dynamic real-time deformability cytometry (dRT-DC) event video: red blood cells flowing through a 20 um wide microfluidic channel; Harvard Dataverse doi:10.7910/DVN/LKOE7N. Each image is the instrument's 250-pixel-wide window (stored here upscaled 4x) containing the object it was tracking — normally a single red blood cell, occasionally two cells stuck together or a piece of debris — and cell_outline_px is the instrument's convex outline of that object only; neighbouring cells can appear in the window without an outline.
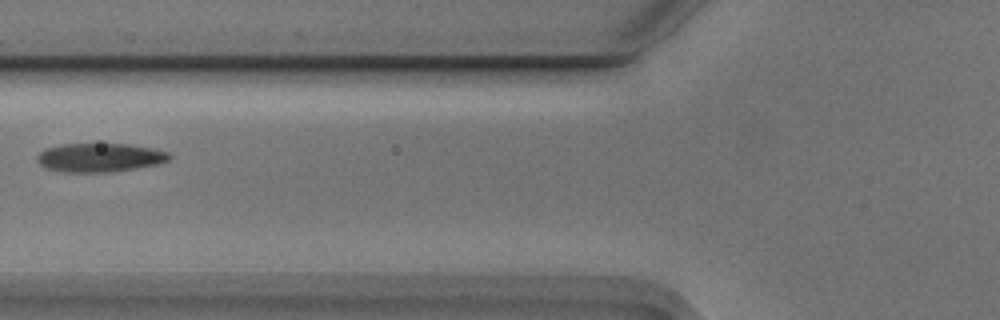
{"species": "Egyptian fruit bat (a non-hibernating species)", "species_latin": "Rousettus aegyptiacus", "temperature_condition": "cold", "stored_images_in_passage": 4, "camera_frame_rate_fps": 3000, "um_per_image_px": 0.085, "animal": {"sex": "male"}, "frame": {"image": 1, "passage_image": 4, "time_ms": 1.0, "image_size_px": [1000, 320], "cell_outline_px": [[172, 156], [168, 160], [156, 164], [136, 168], [112, 172], [64, 172], [48, 168], [40, 164], [36, 160], [36, 156], [40, 152], [48, 148], [60, 144], [128, 144], [152, 148], [168, 152]], "centroid_in_image_um": [8.47, 13.39], "position_along_channel_um": 117.3, "area_um2": 22.02}}